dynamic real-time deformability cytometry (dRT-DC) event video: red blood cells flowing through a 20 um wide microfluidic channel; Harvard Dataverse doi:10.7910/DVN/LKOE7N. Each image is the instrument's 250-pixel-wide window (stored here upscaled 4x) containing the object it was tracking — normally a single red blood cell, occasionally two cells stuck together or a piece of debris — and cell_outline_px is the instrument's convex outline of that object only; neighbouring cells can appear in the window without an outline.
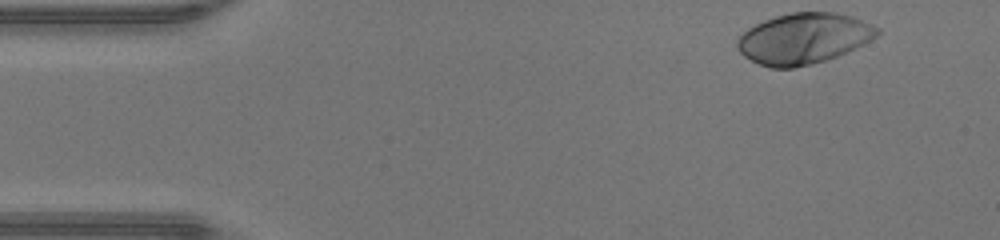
{"species": "human", "species_latin": "Homo sapiens", "temperature_condition": "warm", "stored_images_in_passage": 39, "camera_frame_rate_fps": 3000, "um_per_image_px": 0.085, "donor": {"sex": "male"}, "frame": {"image": 1, "passage_image": 1, "time_ms": 0.0, "image_size_px": [1000, 240], "cell_outline_px": [[880, 32], [876, 36], [836, 56], [824, 60], [792, 68], [772, 68], [760, 64], [744, 56], [740, 52], [736, 44], [736, 40], [748, 28], [764, 20], [776, 16], [792, 12], [836, 12], [852, 16], [872, 24], [880, 28]], "centroid_in_image_um": [68.28, 3.25], "position_along_channel_um": 16.7, "area_um2": 40.81}}
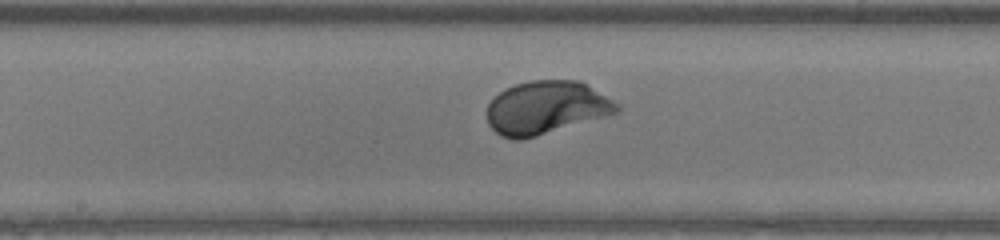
{"frame": {"image": 2, "passage_image": 21, "time_ms": 6.667, "image_size_px": [1000, 240], "cell_outline_px": [[620, 112], [536, 136], [520, 140], [512, 140], [500, 136], [488, 124], [488, 104], [504, 88], [528, 80], [580, 80], [620, 104]], "centroid_in_image_um": [46.43, 9.14], "position_along_channel_um": 201.8, "area_um2": 40.23}}
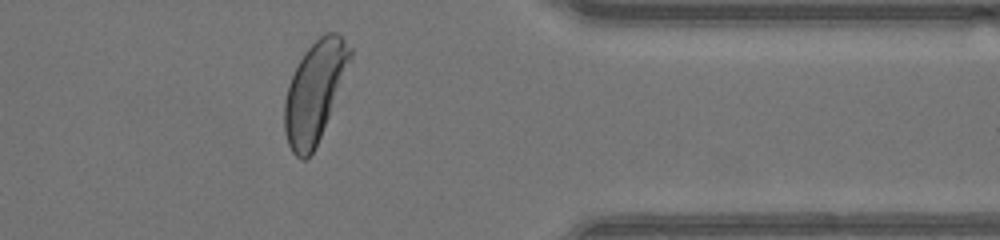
{"frame": {"image": 3, "passage_image": 35, "time_ms": 11.333, "image_size_px": [1000, 240], "cell_outline_px": [[352, 60], [320, 136], [312, 152], [304, 160], [300, 160], [292, 152], [288, 144], [284, 132], [284, 100], [288, 84], [304, 52], [324, 32], [336, 32], [352, 48]], "centroid_in_image_um": [26.74, 7.78], "position_along_channel_um": 384.7, "area_um2": 37.92}, "authors_computed_cell_mechanics": {"area_um2": 39.882, "velocity_mm_per_s": 4.2836, "shape_relaxation_time_tau1_ms": 1.5924, "shape_relaxation_time_tau2_ms": null, "deformation_change_tau1": 0.1707, "deformation_change_tau2": null}}